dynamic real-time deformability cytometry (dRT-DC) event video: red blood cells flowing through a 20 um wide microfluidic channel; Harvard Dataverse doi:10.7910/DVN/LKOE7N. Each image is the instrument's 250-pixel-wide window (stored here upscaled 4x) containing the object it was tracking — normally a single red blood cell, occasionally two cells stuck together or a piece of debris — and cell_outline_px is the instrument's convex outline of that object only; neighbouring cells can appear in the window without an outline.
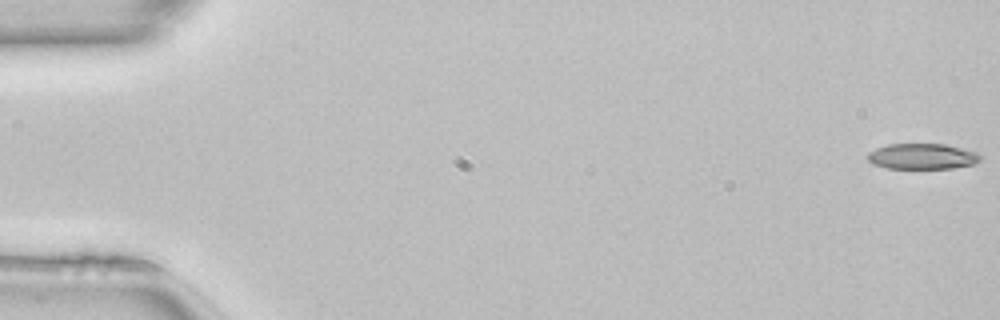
{"species": "common noctule bat (a hibernating species)", "species_latin": "Nyctalus noctula", "temperature_condition": "room temperature", "stored_images_in_passage": 50, "camera_frame_rate_fps": 3000, "um_per_image_px": 0.085, "animal": {"sex": "female", "body_mass_g": 22.7, "forearm_length_mm": 54.2}, "frame": {"image": 1, "passage_image": 1, "time_ms": 0.0, "image_size_px": [1000, 320], "cell_outline_px": [[980, 160], [976, 164], [952, 168], [888, 168], [872, 164], [868, 160], [868, 152], [876, 148], [888, 144], [944, 144], [976, 152], [980, 156]], "centroid_in_image_um": [78.38, 13.29], "position_along_channel_um": 6.6, "area_um2": 16.76}}
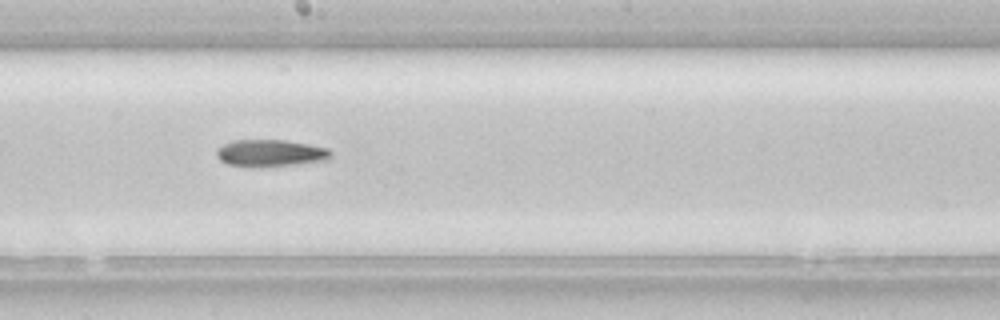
{"frame": {"image": 2, "passage_image": 28, "time_ms": 9.0, "image_size_px": [1000, 320], "cell_outline_px": [[332, 156], [328, 160], [292, 164], [228, 164], [220, 160], [216, 156], [216, 148], [232, 140], [284, 140], [308, 144], [328, 148], [332, 152]], "centroid_in_image_um": [23.01, 12.96], "position_along_channel_um": 225.2, "area_um2": 17.17}}
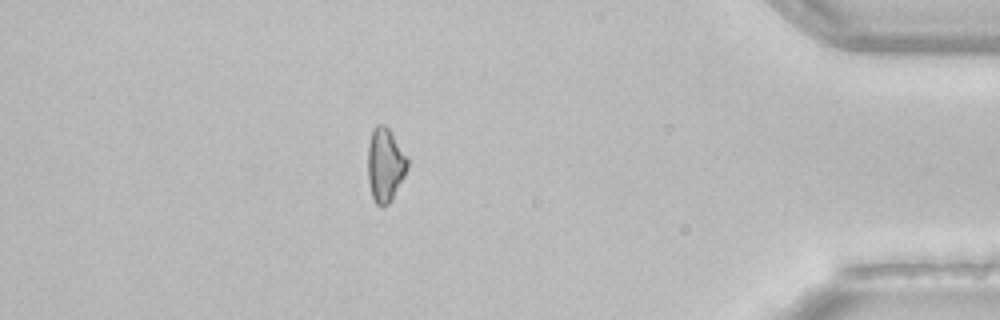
{"frame": {"image": 3, "passage_image": 44, "time_ms": 14.333, "image_size_px": [1000, 320], "cell_outline_px": [[408, 168], [404, 176], [388, 204], [380, 208], [376, 204], [372, 196], [368, 180], [368, 144], [372, 128], [376, 124], [384, 124], [392, 132], [408, 156]], "centroid_in_image_um": [32.74, 13.97], "position_along_channel_um": 402.5, "area_um2": 17.22}, "authors_computed_cell_mechanics": {"area_um2": 17.8313, "velocity_mm_per_s": 4.1444, "shape_relaxation_time_tau1_ms": null, "shape_relaxation_time_tau2_ms": 9.1907, "deformation_change_tau1": null, "deformation_change_tau2": 0.2636}}